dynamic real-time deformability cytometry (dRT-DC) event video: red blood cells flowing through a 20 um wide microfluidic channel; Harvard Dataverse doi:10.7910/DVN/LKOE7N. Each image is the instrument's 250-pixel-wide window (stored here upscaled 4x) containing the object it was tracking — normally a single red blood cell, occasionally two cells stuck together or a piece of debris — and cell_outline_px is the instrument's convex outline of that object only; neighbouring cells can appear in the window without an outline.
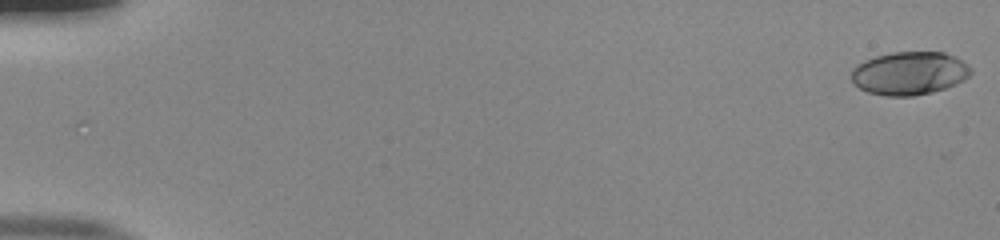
{"species": "human", "species_latin": "Homo sapiens", "temperature_condition": "room temperature", "stored_images_in_passage": 9, "camera_frame_rate_fps": 3000, "um_per_image_px": 0.085, "donor": {"sex": "male"}, "frame": {"image": 1, "passage_image": 1, "time_ms": 0.0, "image_size_px": [1000, 240], "cell_outline_px": [[972, 72], [964, 80], [956, 84], [932, 92], [912, 96], [888, 96], [868, 92], [860, 88], [852, 80], [852, 68], [856, 64], [864, 60], [876, 56], [892, 52], [944, 52], [968, 64], [972, 68]], "centroid_in_image_um": [77.3, 6.22], "position_along_channel_um": 7.7, "area_um2": 30.0}}